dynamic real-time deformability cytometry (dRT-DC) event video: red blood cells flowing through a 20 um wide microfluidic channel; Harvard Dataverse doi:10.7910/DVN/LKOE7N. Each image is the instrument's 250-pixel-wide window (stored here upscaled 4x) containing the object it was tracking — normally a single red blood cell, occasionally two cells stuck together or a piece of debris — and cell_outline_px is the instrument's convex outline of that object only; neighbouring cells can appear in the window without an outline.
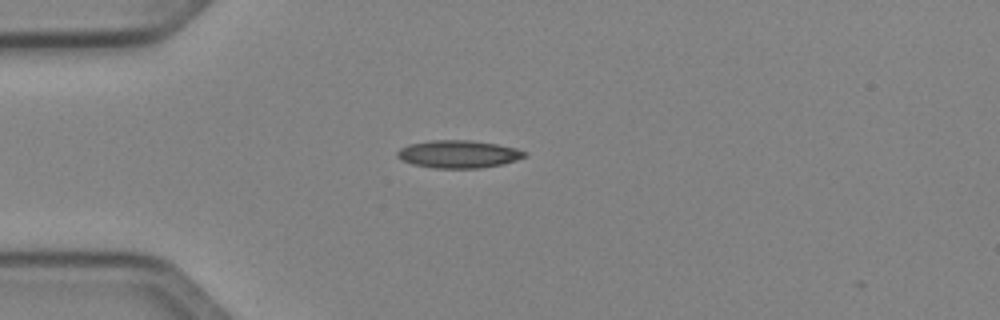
{"species": "Egyptian fruit bat (a non-hibernating species)", "species_latin": "Rousettus aegyptiacus", "temperature_condition": "cold", "stored_images_in_passage": 38, "camera_frame_rate_fps": 3000, "um_per_image_px": 0.085, "animal": {"sex": "female"}, "frame": {"image": 1, "passage_image": 1, "time_ms": 0.0, "image_size_px": [1000, 320], "cell_outline_px": [[528, 156], [504, 164], [480, 168], [432, 168], [412, 164], [400, 160], [396, 156], [396, 152], [400, 148], [408, 144], [432, 140], [472, 140], [496, 144], [516, 148], [528, 152]], "centroid_in_image_um": [38.96, 13.1], "position_along_channel_um": 46.0, "area_um2": 20.81}}
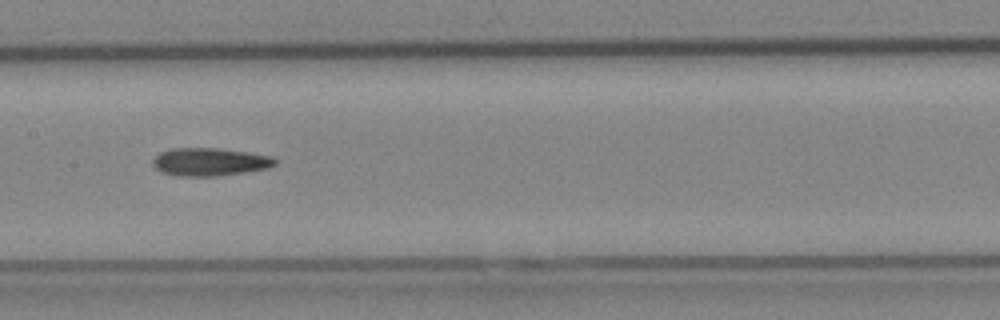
{"frame": {"image": 2, "passage_image": 13, "time_ms": 4.0, "image_size_px": [1000, 320], "cell_outline_px": [[276, 164], [268, 168], [244, 172], [216, 176], [176, 176], [160, 172], [152, 164], [152, 160], [160, 152], [172, 148], [216, 148], [248, 152], [272, 156], [276, 160]], "centroid_in_image_um": [17.8, 13.76], "position_along_channel_um": 189.6, "area_um2": 19.94}}
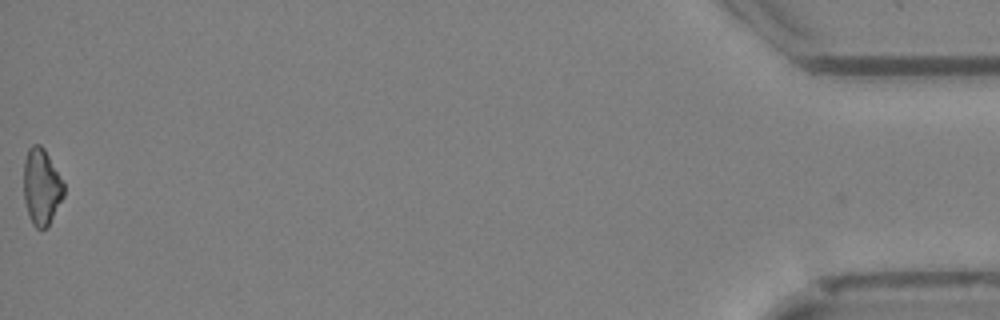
{"frame": {"image": 3, "passage_image": 38, "time_ms": 12.333, "image_size_px": [1000, 320], "cell_outline_px": [[64, 196], [48, 228], [36, 228], [32, 224], [28, 216], [24, 200], [24, 160], [28, 148], [32, 144], [40, 144], [44, 148], [64, 184]], "centroid_in_image_um": [3.52, 15.9], "position_along_channel_um": 431.7, "area_um2": 17.98}}